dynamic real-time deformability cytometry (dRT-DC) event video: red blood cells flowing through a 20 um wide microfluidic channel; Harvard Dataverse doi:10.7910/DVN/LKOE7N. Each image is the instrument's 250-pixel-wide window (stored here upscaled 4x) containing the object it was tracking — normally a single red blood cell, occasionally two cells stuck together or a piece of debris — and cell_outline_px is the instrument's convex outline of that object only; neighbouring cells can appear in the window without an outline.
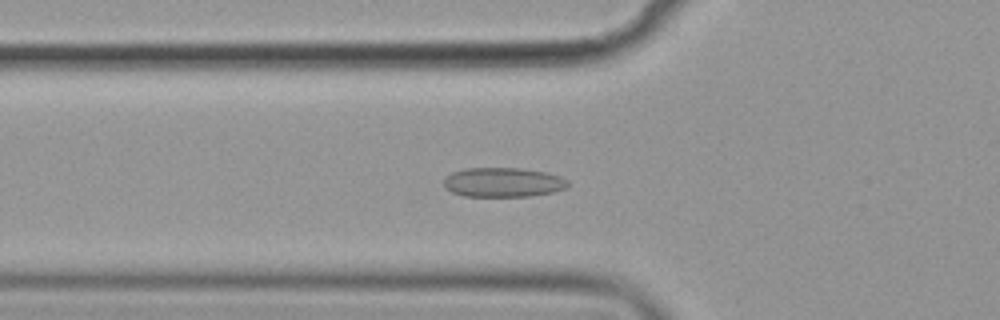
{"species": "common noctule bat (a hibernating species)", "species_latin": "Nyctalus noctula", "temperature_condition": "cold", "stored_images_in_passage": 57, "camera_frame_rate_fps": 3000, "um_per_image_px": 0.085, "animal": {"sex": "female", "body_mass_g": 19.9}, "frame": {"image": 1, "passage_image": 20, "time_ms": 6.333, "image_size_px": [1000, 320], "cell_outline_px": [[568, 184], [564, 188], [552, 192], [532, 196], [464, 196], [452, 192], [444, 184], [444, 180], [452, 172], [468, 168], [520, 168], [548, 172], [560, 176], [568, 180]], "centroid_in_image_um": [42.79, 15.49], "position_along_channel_um": 83.0, "area_um2": 21.15}}
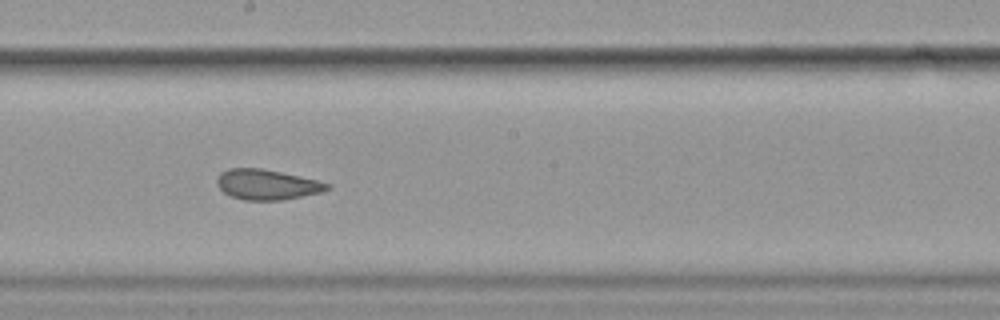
{"frame": {"image": 2, "passage_image": 32, "time_ms": 10.333, "image_size_px": [1000, 320], "cell_outline_px": [[332, 188], [324, 192], [284, 200], [244, 200], [232, 196], [224, 192], [216, 184], [216, 180], [220, 172], [228, 168], [260, 168], [280, 172], [316, 180], [332, 184]], "centroid_in_image_um": [22.72, 15.69], "position_along_channel_um": 225.5, "area_um2": 19.54}}
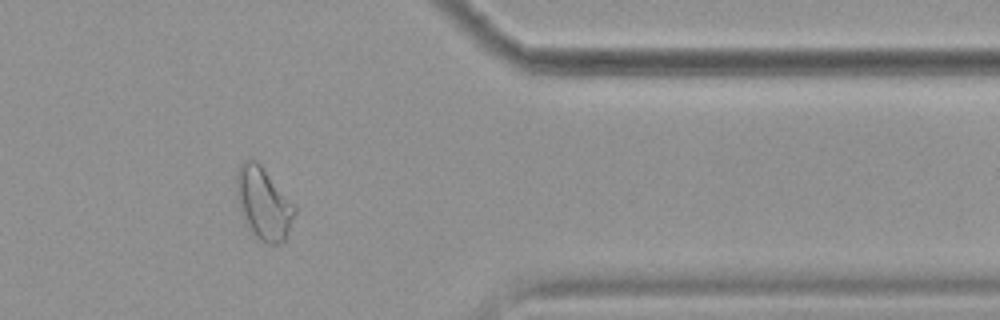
{"frame": {"image": 3, "passage_image": 47, "time_ms": 15.333, "image_size_px": [1000, 320], "cell_outline_px": [[296, 212], [288, 232], [284, 240], [280, 244], [268, 244], [260, 240], [248, 228], [236, 196], [236, 176], [240, 164], [244, 160], [256, 160], [260, 164], [296, 204]], "centroid_in_image_um": [22.42, 17.28], "position_along_channel_um": 389.0, "area_um2": 24.45}, "authors_computed_cell_mechanics": {"area_um2": 22.253, "velocity_mm_per_s": 3.5547, "shape_relaxation_time_tau1_ms": null, "shape_relaxation_time_tau2_ms": 2.0706, "deformation_change_tau1": null, "deformation_change_tau2": 0.0768}}